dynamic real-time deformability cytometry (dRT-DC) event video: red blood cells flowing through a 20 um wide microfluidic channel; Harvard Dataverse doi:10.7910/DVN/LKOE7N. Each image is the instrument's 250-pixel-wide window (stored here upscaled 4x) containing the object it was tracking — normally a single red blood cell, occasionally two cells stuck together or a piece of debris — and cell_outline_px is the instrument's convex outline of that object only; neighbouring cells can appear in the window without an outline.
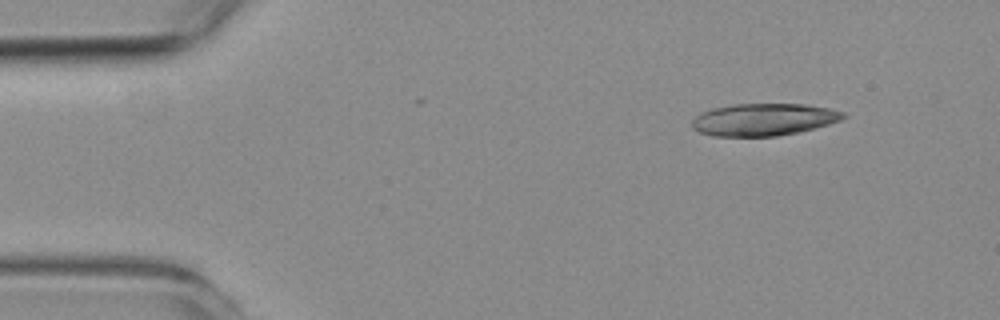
{"species": "common noctule bat (a hibernating species)", "species_latin": "Nyctalus noctula", "temperature_condition": "room temperature", "stored_images_in_passage": 3, "camera_frame_rate_fps": 3000, "um_per_image_px": 0.085, "animal": {"sex": "female", "body_mass_g": 19.3, "forearm_length_mm": 54.1}, "frame": {"image": 1, "passage_image": 1, "time_ms": 0.0, "image_size_px": [1000, 320], "cell_outline_px": [[848, 116], [840, 120], [828, 124], [796, 132], [776, 136], [712, 136], [700, 132], [692, 128], [692, 120], [700, 112], [712, 108], [732, 104], [808, 104], [828, 108], [844, 112]], "centroid_in_image_um": [64.88, 10.15], "position_along_channel_um": 20.1, "area_um2": 28.38}}